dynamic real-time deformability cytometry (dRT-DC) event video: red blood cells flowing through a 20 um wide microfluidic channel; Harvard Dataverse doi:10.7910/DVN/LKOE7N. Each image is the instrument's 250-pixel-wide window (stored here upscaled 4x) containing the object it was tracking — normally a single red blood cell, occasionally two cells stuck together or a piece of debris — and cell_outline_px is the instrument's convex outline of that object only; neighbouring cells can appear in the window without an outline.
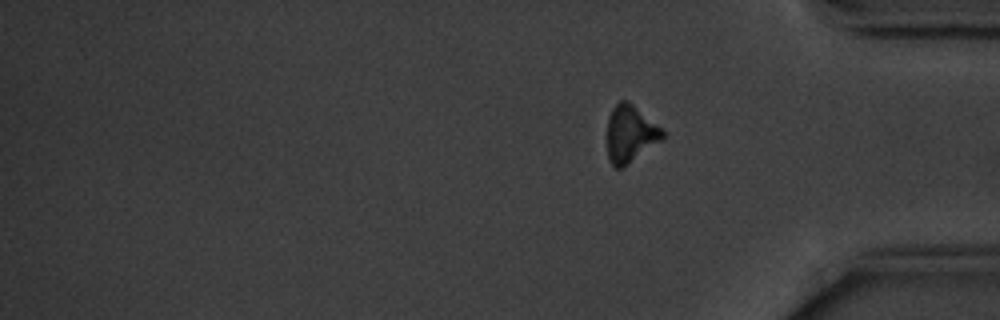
{"species": "common noctule bat (a hibernating species)", "species_latin": "Nyctalus noctula", "temperature_condition": "cold", "stored_images_in_passage": 15, "segment_of_instrument_passage": [2, 2], "camera_frame_rate_fps": 3000, "um_per_image_px": 0.085, "animal": {"sex": "male", "body_mass_g": 20.1, "forearm_length_mm": 53.5}, "frame": {"image": 1, "passage_image": 15, "time_ms": 18.0, "image_size_px": [1000, 320], "cell_outline_px": [[664, 140], [624, 168], [616, 168], [608, 160], [608, 116], [612, 108], [620, 100], [628, 100], [664, 128]], "centroid_in_image_um": [53.62, 11.39], "position_along_channel_um": 381.6, "area_um2": 19.02}}